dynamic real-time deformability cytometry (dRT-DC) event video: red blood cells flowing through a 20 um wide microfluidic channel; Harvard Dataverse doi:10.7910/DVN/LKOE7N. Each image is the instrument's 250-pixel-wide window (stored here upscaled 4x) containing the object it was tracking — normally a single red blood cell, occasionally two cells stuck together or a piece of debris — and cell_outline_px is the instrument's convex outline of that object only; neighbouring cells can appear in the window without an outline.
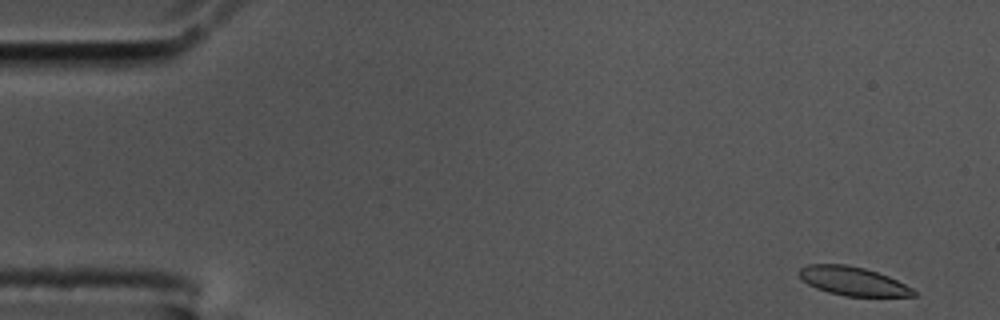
{"species": "common noctule bat (a hibernating species)", "species_latin": "Nyctalus noctula", "temperature_condition": "cold", "stored_images_in_passage": 56, "camera_frame_rate_fps": 3000, "um_per_image_px": 0.085, "animal": {"sex": "male", "body_mass_g": 17.5, "forearm_length_mm": 52.3}, "frame": {"image": 1, "passage_image": 1, "time_ms": 0.0, "image_size_px": [1000, 320], "cell_outline_px": [[916, 296], [844, 296], [828, 292], [816, 288], [808, 284], [796, 272], [800, 268], [808, 264], [848, 264], [864, 268], [888, 276], [912, 288], [916, 292]], "centroid_in_image_um": [72.47, 23.89], "position_along_channel_um": 12.5, "area_um2": 19.07}}
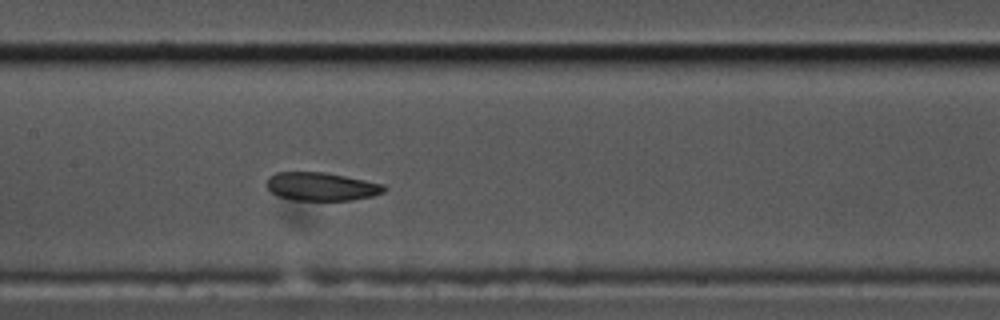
{"frame": {"image": 2, "passage_image": 26, "time_ms": 8.333, "image_size_px": [1000, 320], "cell_outline_px": [[388, 188], [384, 192], [372, 196], [352, 200], [292, 200], [280, 196], [272, 192], [264, 184], [268, 176], [276, 172], [324, 172], [384, 184]], "centroid_in_image_um": [27.3, 15.85], "position_along_channel_um": 180.1, "area_um2": 19.42}}
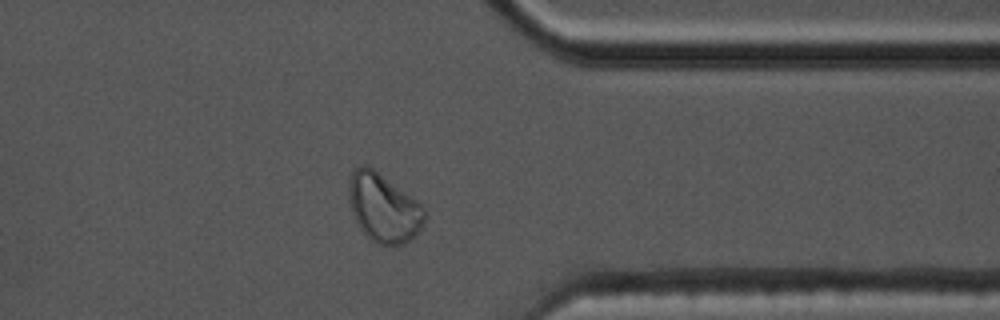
{"frame": {"image": 3, "passage_image": 44, "time_ms": 14.333, "image_size_px": [1000, 320], "cell_outline_px": [[428, 216], [420, 232], [412, 240], [404, 244], [376, 244], [360, 228], [352, 212], [348, 200], [348, 184], [352, 172], [360, 164], [364, 164], [372, 168], [412, 196], [424, 208]], "centroid_in_image_um": [32.63, 17.68], "position_along_channel_um": 378.8, "area_um2": 30.46}, "authors_computed_cell_mechanics": {"area_um2": 20.808, "velocity_mm_per_s": 3.4362, "shape_relaxation_time_tau1_ms": null, "shape_relaxation_time_tau2_ms": 3.1089, "deformation_change_tau1": null, "deformation_change_tau2": 0.0773}}